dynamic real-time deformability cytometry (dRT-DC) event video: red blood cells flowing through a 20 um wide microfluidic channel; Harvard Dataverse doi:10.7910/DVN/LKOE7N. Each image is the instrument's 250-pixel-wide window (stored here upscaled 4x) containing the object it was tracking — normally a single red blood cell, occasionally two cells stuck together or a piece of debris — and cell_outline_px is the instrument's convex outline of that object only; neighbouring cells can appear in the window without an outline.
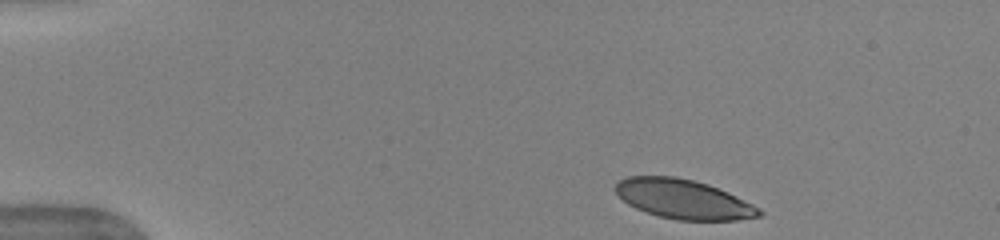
{"species": "human", "species_latin": "Homo sapiens", "temperature_condition": "warm", "stored_images_in_passage": 9, "camera_frame_rate_fps": 3000, "um_per_image_px": 0.085, "donor": {"sex": "female"}, "frame": {"image": 1, "passage_image": 1, "time_ms": 0.0, "image_size_px": [1000, 240], "cell_outline_px": [[764, 212], [760, 216], [736, 220], [676, 220], [660, 216], [636, 208], [628, 204], [616, 192], [616, 184], [620, 180], [628, 176], [676, 176], [708, 184], [728, 192], [760, 208]], "centroid_in_image_um": [58.11, 16.92], "position_along_channel_um": 26.9, "area_um2": 32.71}}
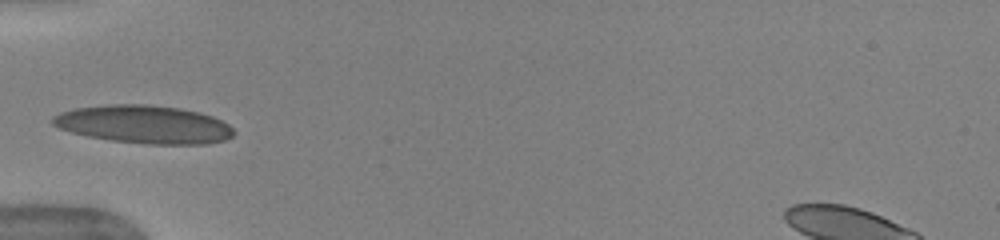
{"frame": {"image": 2, "passage_image": 6, "time_ms": 1.667, "image_size_px": [1000, 240], "cell_outline_px": [[236, 132], [232, 136], [224, 140], [208, 144], [148, 144], [108, 140], [88, 136], [72, 132], [60, 128], [52, 124], [52, 116], [60, 112], [76, 108], [108, 104], [148, 104], [180, 108], [200, 112], [212, 116], [228, 124]], "centroid_in_image_um": [12.25, 10.57], "position_along_channel_um": 72.8, "area_um2": 40.29}}